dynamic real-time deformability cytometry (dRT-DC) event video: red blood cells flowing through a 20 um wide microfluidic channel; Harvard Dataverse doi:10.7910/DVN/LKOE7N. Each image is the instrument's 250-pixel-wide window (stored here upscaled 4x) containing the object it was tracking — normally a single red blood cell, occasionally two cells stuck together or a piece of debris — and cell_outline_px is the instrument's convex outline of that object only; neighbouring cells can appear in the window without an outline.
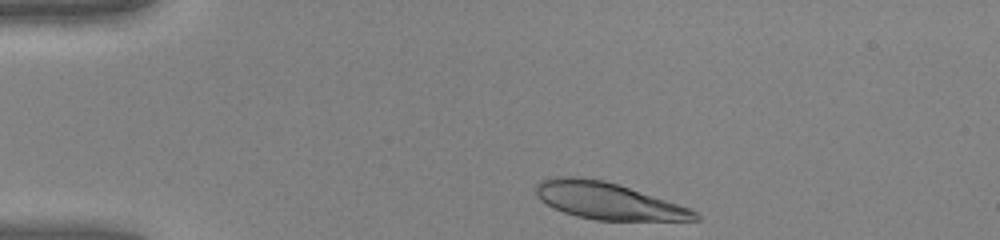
{"species": "human", "species_latin": "Homo sapiens", "temperature_condition": "warm", "stored_images_in_passage": 33, "camera_frame_rate_fps": 3000, "um_per_image_px": 0.085, "donor": {"sex": "female"}, "frame": {"image": 1, "passage_image": 1, "time_ms": 0.0, "image_size_px": [1000, 240], "cell_outline_px": [[700, 220], [596, 220], [576, 216], [552, 208], [540, 200], [536, 196], [536, 184], [540, 180], [560, 176], [580, 176], [604, 180], [688, 208], [696, 212], [700, 216]], "centroid_in_image_um": [51.58, 17.07], "position_along_channel_um": 33.4, "area_um2": 33.64}}
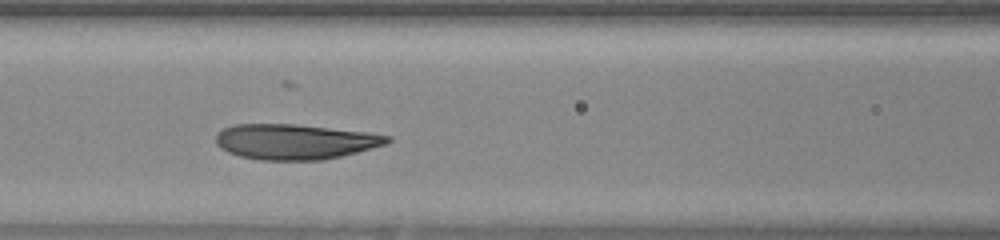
{"frame": {"image": 2, "passage_image": 13, "time_ms": 4.0, "image_size_px": [1000, 240], "cell_outline_px": [[392, 140], [388, 144], [340, 156], [320, 160], [260, 160], [240, 156], [228, 152], [220, 148], [216, 144], [216, 132], [232, 124], [296, 124], [368, 132], [392, 136]], "centroid_in_image_um": [25.07, 12.03], "position_along_channel_um": 141.5, "area_um2": 35.43}}
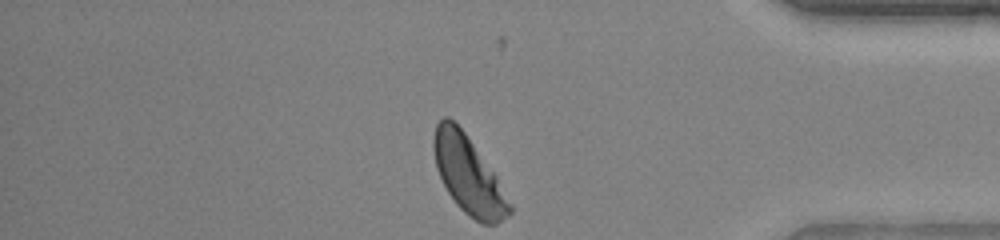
{"frame": {"image": 3, "passage_image": 33, "time_ms": 10.667, "image_size_px": [1000, 240], "cell_outline_px": [[512, 212], [508, 216], [496, 224], [484, 224], [468, 216], [456, 204], [448, 192], [436, 168], [432, 148], [432, 136], [436, 124], [444, 116], [448, 116], [464, 132], [496, 176], [512, 204]], "centroid_in_image_um": [39.8, 14.88], "position_along_channel_um": 395.4, "area_um2": 33.99}, "authors_computed_cell_mechanics": {"area_um2": 34.969, "velocity_mm_per_s": 4.1772, "shape_relaxation_time_tau1_ms": 3.0418, "shape_relaxation_time_tau2_ms": null, "deformation_change_tau1": 0.1451, "deformation_change_tau2": null}}